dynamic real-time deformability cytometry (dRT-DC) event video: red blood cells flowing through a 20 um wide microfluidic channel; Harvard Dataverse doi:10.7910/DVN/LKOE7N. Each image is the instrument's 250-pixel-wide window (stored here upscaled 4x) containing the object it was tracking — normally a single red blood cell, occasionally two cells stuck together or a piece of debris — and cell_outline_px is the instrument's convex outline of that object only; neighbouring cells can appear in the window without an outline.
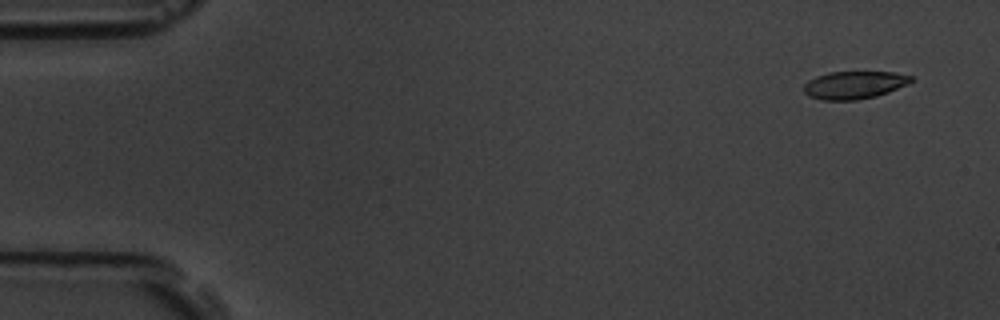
{"species": "common noctule bat (a hibernating species)", "species_latin": "Nyctalus noctula", "temperature_condition": "room temperature", "stored_images_in_passage": 4, "camera_frame_rate_fps": 3000, "um_per_image_px": 0.085, "animal": {"sex": "male", "body_mass_g": 19.5, "forearm_length_mm": 54.6}, "frame": {"image": 1, "passage_image": 1, "time_ms": 0.0, "image_size_px": [1000, 320], "cell_outline_px": [[912, 80], [908, 84], [888, 92], [876, 96], [856, 100], [824, 100], [808, 96], [804, 92], [804, 84], [808, 80], [816, 76], [828, 72], [896, 72], [912, 76]], "centroid_in_image_um": [72.59, 7.22], "position_along_channel_um": 12.4, "area_um2": 17.34}}
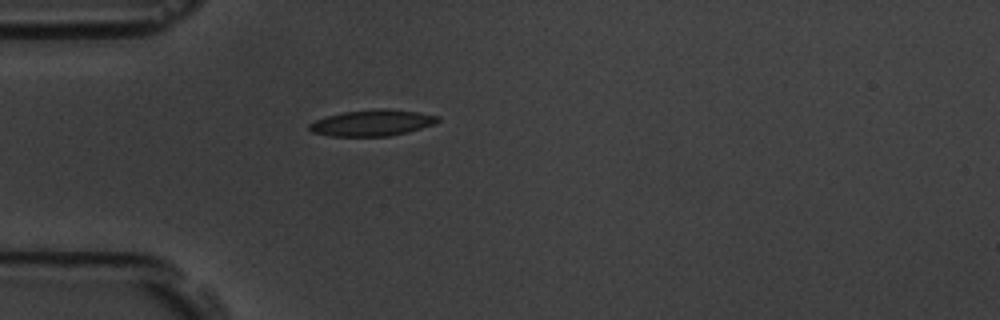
{"frame": {"image": 2, "passage_image": 4, "time_ms": 4.333, "image_size_px": [1000, 320], "cell_outline_px": [[440, 120], [432, 124], [408, 132], [388, 136], [332, 136], [312, 132], [308, 128], [308, 124], [316, 120], [328, 116], [344, 112], [376, 108], [388, 108], [416, 112], [440, 116]], "centroid_in_image_um": [31.63, 10.44], "position_along_channel_um": 53.4, "area_um2": 19.48}}